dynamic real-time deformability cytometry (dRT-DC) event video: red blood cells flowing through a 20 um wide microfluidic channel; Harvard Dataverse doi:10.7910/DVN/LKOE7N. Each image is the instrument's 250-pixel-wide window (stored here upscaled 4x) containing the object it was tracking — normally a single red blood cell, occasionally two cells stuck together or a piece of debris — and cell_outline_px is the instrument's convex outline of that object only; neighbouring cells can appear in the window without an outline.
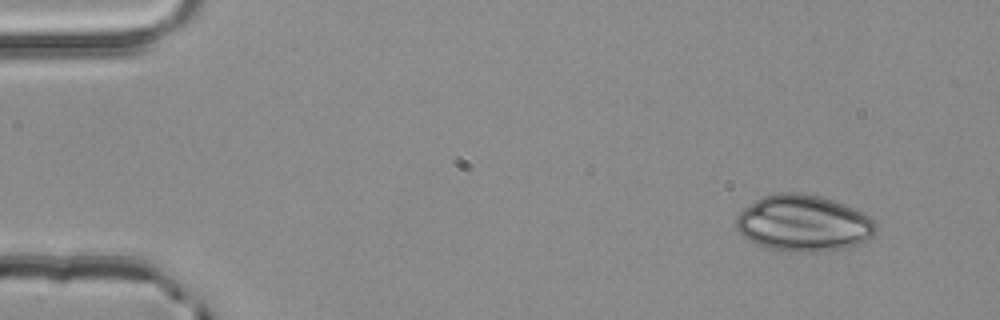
{"species": "common noctule bat (a hibernating species)", "species_latin": "Nyctalus noctula", "temperature_condition": "room temperature", "stored_images_in_passage": 3, "camera_frame_rate_fps": 3000, "um_per_image_px": 0.085, "animal": {"sex": "male", "body_mass_g": 20.4}, "frame": {"image": 1, "passage_image": 1, "time_ms": 0.0, "image_size_px": [1000, 320], "cell_outline_px": [[876, 232], [868, 240], [844, 248], [820, 252], [796, 252], [768, 248], [756, 244], [744, 236], [736, 228], [736, 216], [744, 208], [756, 200], [764, 196], [780, 192], [796, 192], [820, 196], [844, 204], [872, 216], [876, 224]], "centroid_in_image_um": [68.32, 18.98], "position_along_channel_um": 16.7, "area_um2": 45.95}}